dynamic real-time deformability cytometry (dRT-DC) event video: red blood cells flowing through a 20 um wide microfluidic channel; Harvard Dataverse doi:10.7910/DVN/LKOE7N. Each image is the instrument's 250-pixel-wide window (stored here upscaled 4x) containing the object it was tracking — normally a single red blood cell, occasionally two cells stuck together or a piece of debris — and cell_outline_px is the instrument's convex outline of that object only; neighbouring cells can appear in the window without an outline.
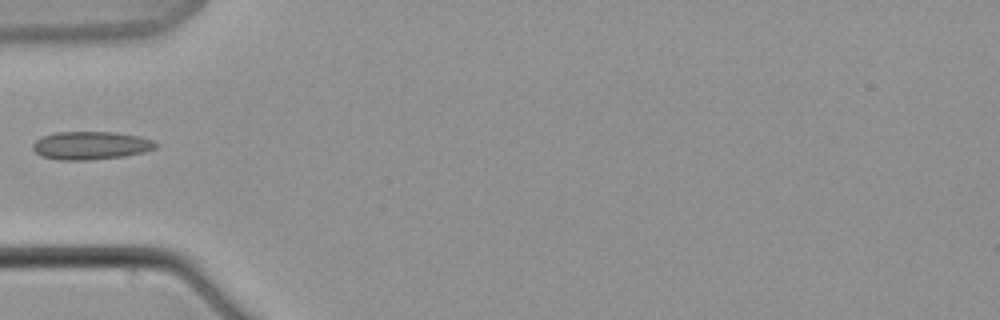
{"species": "common noctule bat (a hibernating species)", "species_latin": "Nyctalus noctula", "temperature_condition": "warm", "stored_images_in_passage": 4, "camera_frame_rate_fps": 3000, "um_per_image_px": 0.085, "animal": {"sex": "male", "body_mass_g": 21.5, "forearm_length_mm": 52.0}, "frame": {"image": 1, "passage_image": 1, "time_ms": 0.0, "image_size_px": [1000, 320], "cell_outline_px": [[156, 148], [144, 152], [124, 156], [88, 160], [60, 160], [40, 156], [32, 148], [32, 144], [36, 140], [44, 136], [56, 132], [116, 132], [140, 136], [152, 140], [156, 144]], "centroid_in_image_um": [7.71, 12.36], "position_along_channel_um": 77.3, "area_um2": 20.11}}
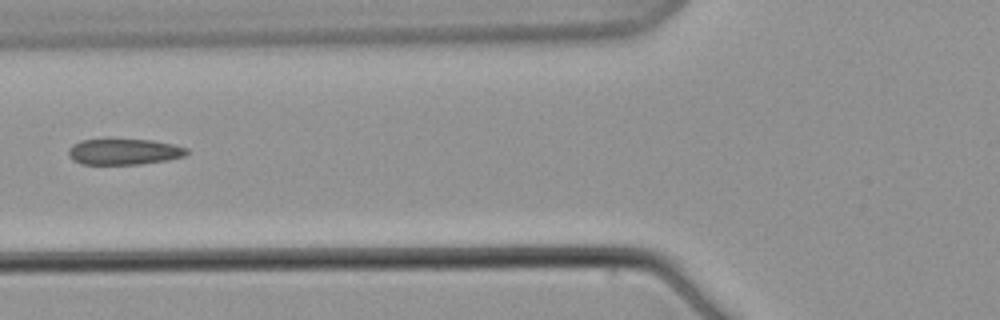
{"frame": {"image": 2, "passage_image": 2, "time_ms": 1.333, "image_size_px": [1000, 320], "cell_outline_px": [[188, 152], [184, 156], [168, 160], [140, 164], [80, 164], [72, 160], [68, 156], [68, 148], [72, 144], [80, 140], [104, 136], [152, 140], [172, 144], [188, 148]], "centroid_in_image_um": [10.45, 12.84], "position_along_channel_um": 115.3, "area_um2": 18.9}}
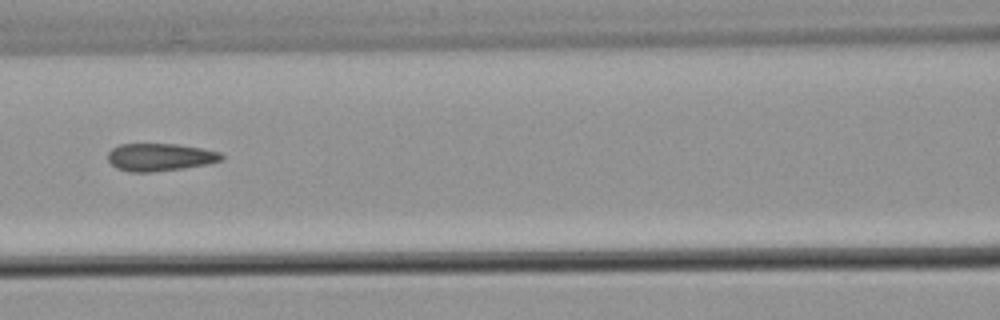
{"frame": {"image": 3, "passage_image": 3, "time_ms": 2.667, "image_size_px": [1000, 320], "cell_outline_px": [[224, 156], [220, 160], [208, 164], [152, 172], [132, 172], [116, 168], [108, 160], [108, 152], [112, 148], [120, 144], [176, 144], [200, 148], [220, 152]], "centroid_in_image_um": [13.57, 13.35], "position_along_channel_um": 153.0, "area_um2": 18.09}}